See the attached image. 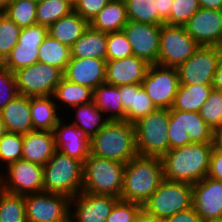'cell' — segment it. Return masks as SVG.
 Segmentation results:
<instances>
[{
    "mask_svg": "<svg viewBox=\"0 0 222 222\" xmlns=\"http://www.w3.org/2000/svg\"><path fill=\"white\" fill-rule=\"evenodd\" d=\"M212 85H179L172 109L199 112L207 101Z\"/></svg>",
    "mask_w": 222,
    "mask_h": 222,
    "instance_id": "obj_33",
    "label": "cell"
},
{
    "mask_svg": "<svg viewBox=\"0 0 222 222\" xmlns=\"http://www.w3.org/2000/svg\"><path fill=\"white\" fill-rule=\"evenodd\" d=\"M71 58H98L106 60L107 33L95 30L90 26L83 35L70 47Z\"/></svg>",
    "mask_w": 222,
    "mask_h": 222,
    "instance_id": "obj_28",
    "label": "cell"
},
{
    "mask_svg": "<svg viewBox=\"0 0 222 222\" xmlns=\"http://www.w3.org/2000/svg\"><path fill=\"white\" fill-rule=\"evenodd\" d=\"M53 96L55 101H57L56 103L59 102V104H57L59 111L61 110V106L62 108L66 107L67 110L78 105L92 102L93 90L62 77L60 83L56 86Z\"/></svg>",
    "mask_w": 222,
    "mask_h": 222,
    "instance_id": "obj_31",
    "label": "cell"
},
{
    "mask_svg": "<svg viewBox=\"0 0 222 222\" xmlns=\"http://www.w3.org/2000/svg\"><path fill=\"white\" fill-rule=\"evenodd\" d=\"M21 28L5 13L0 15V64L17 45Z\"/></svg>",
    "mask_w": 222,
    "mask_h": 222,
    "instance_id": "obj_41",
    "label": "cell"
},
{
    "mask_svg": "<svg viewBox=\"0 0 222 222\" xmlns=\"http://www.w3.org/2000/svg\"><path fill=\"white\" fill-rule=\"evenodd\" d=\"M163 179L160 157L137 155L125 164L120 199L143 205L157 190Z\"/></svg>",
    "mask_w": 222,
    "mask_h": 222,
    "instance_id": "obj_2",
    "label": "cell"
},
{
    "mask_svg": "<svg viewBox=\"0 0 222 222\" xmlns=\"http://www.w3.org/2000/svg\"><path fill=\"white\" fill-rule=\"evenodd\" d=\"M156 2L159 16L166 21L170 17L173 0H156Z\"/></svg>",
    "mask_w": 222,
    "mask_h": 222,
    "instance_id": "obj_49",
    "label": "cell"
},
{
    "mask_svg": "<svg viewBox=\"0 0 222 222\" xmlns=\"http://www.w3.org/2000/svg\"><path fill=\"white\" fill-rule=\"evenodd\" d=\"M89 27V22L72 11L48 28V35L60 43L71 47Z\"/></svg>",
    "mask_w": 222,
    "mask_h": 222,
    "instance_id": "obj_29",
    "label": "cell"
},
{
    "mask_svg": "<svg viewBox=\"0 0 222 222\" xmlns=\"http://www.w3.org/2000/svg\"><path fill=\"white\" fill-rule=\"evenodd\" d=\"M177 68L150 65L142 86L157 108L171 109L179 87Z\"/></svg>",
    "mask_w": 222,
    "mask_h": 222,
    "instance_id": "obj_14",
    "label": "cell"
},
{
    "mask_svg": "<svg viewBox=\"0 0 222 222\" xmlns=\"http://www.w3.org/2000/svg\"><path fill=\"white\" fill-rule=\"evenodd\" d=\"M73 110H75V118L71 123L89 139L96 135L110 121L105 117V113L97 108L93 101L73 107Z\"/></svg>",
    "mask_w": 222,
    "mask_h": 222,
    "instance_id": "obj_32",
    "label": "cell"
},
{
    "mask_svg": "<svg viewBox=\"0 0 222 222\" xmlns=\"http://www.w3.org/2000/svg\"><path fill=\"white\" fill-rule=\"evenodd\" d=\"M192 207L204 222L222 216V181L205 177L192 185Z\"/></svg>",
    "mask_w": 222,
    "mask_h": 222,
    "instance_id": "obj_19",
    "label": "cell"
},
{
    "mask_svg": "<svg viewBox=\"0 0 222 222\" xmlns=\"http://www.w3.org/2000/svg\"><path fill=\"white\" fill-rule=\"evenodd\" d=\"M128 23L127 11L123 0L110 2L89 22L95 30L111 33L122 31Z\"/></svg>",
    "mask_w": 222,
    "mask_h": 222,
    "instance_id": "obj_27",
    "label": "cell"
},
{
    "mask_svg": "<svg viewBox=\"0 0 222 222\" xmlns=\"http://www.w3.org/2000/svg\"><path fill=\"white\" fill-rule=\"evenodd\" d=\"M6 132L5 130V127H4V123L1 119V116H0V138L2 137V135Z\"/></svg>",
    "mask_w": 222,
    "mask_h": 222,
    "instance_id": "obj_55",
    "label": "cell"
},
{
    "mask_svg": "<svg viewBox=\"0 0 222 222\" xmlns=\"http://www.w3.org/2000/svg\"><path fill=\"white\" fill-rule=\"evenodd\" d=\"M109 2L110 0H76L73 11L90 22Z\"/></svg>",
    "mask_w": 222,
    "mask_h": 222,
    "instance_id": "obj_46",
    "label": "cell"
},
{
    "mask_svg": "<svg viewBox=\"0 0 222 222\" xmlns=\"http://www.w3.org/2000/svg\"><path fill=\"white\" fill-rule=\"evenodd\" d=\"M119 93L125 111V120L129 123H135L157 109L142 84L120 86Z\"/></svg>",
    "mask_w": 222,
    "mask_h": 222,
    "instance_id": "obj_24",
    "label": "cell"
},
{
    "mask_svg": "<svg viewBox=\"0 0 222 222\" xmlns=\"http://www.w3.org/2000/svg\"><path fill=\"white\" fill-rule=\"evenodd\" d=\"M185 28L200 46L222 48V10L200 8L189 19Z\"/></svg>",
    "mask_w": 222,
    "mask_h": 222,
    "instance_id": "obj_18",
    "label": "cell"
},
{
    "mask_svg": "<svg viewBox=\"0 0 222 222\" xmlns=\"http://www.w3.org/2000/svg\"><path fill=\"white\" fill-rule=\"evenodd\" d=\"M56 151L54 132L34 130L23 134V160L44 166Z\"/></svg>",
    "mask_w": 222,
    "mask_h": 222,
    "instance_id": "obj_23",
    "label": "cell"
},
{
    "mask_svg": "<svg viewBox=\"0 0 222 222\" xmlns=\"http://www.w3.org/2000/svg\"><path fill=\"white\" fill-rule=\"evenodd\" d=\"M0 173V188L15 195H28L43 192L44 172L43 166L25 161L17 160L9 164Z\"/></svg>",
    "mask_w": 222,
    "mask_h": 222,
    "instance_id": "obj_10",
    "label": "cell"
},
{
    "mask_svg": "<svg viewBox=\"0 0 222 222\" xmlns=\"http://www.w3.org/2000/svg\"><path fill=\"white\" fill-rule=\"evenodd\" d=\"M0 222H27L24 195L7 193L0 188Z\"/></svg>",
    "mask_w": 222,
    "mask_h": 222,
    "instance_id": "obj_37",
    "label": "cell"
},
{
    "mask_svg": "<svg viewBox=\"0 0 222 222\" xmlns=\"http://www.w3.org/2000/svg\"><path fill=\"white\" fill-rule=\"evenodd\" d=\"M73 11L69 0H40L37 2V24L49 28L53 23Z\"/></svg>",
    "mask_w": 222,
    "mask_h": 222,
    "instance_id": "obj_36",
    "label": "cell"
},
{
    "mask_svg": "<svg viewBox=\"0 0 222 222\" xmlns=\"http://www.w3.org/2000/svg\"><path fill=\"white\" fill-rule=\"evenodd\" d=\"M135 222H161L160 220L155 219L154 217H151L147 214H145L143 211L139 214V216L135 219Z\"/></svg>",
    "mask_w": 222,
    "mask_h": 222,
    "instance_id": "obj_52",
    "label": "cell"
},
{
    "mask_svg": "<svg viewBox=\"0 0 222 222\" xmlns=\"http://www.w3.org/2000/svg\"><path fill=\"white\" fill-rule=\"evenodd\" d=\"M215 145L222 151V130L215 132Z\"/></svg>",
    "mask_w": 222,
    "mask_h": 222,
    "instance_id": "obj_53",
    "label": "cell"
},
{
    "mask_svg": "<svg viewBox=\"0 0 222 222\" xmlns=\"http://www.w3.org/2000/svg\"><path fill=\"white\" fill-rule=\"evenodd\" d=\"M200 8L222 10V0H198Z\"/></svg>",
    "mask_w": 222,
    "mask_h": 222,
    "instance_id": "obj_51",
    "label": "cell"
},
{
    "mask_svg": "<svg viewBox=\"0 0 222 222\" xmlns=\"http://www.w3.org/2000/svg\"><path fill=\"white\" fill-rule=\"evenodd\" d=\"M132 55L131 45L123 30L107 33L106 61L123 59Z\"/></svg>",
    "mask_w": 222,
    "mask_h": 222,
    "instance_id": "obj_43",
    "label": "cell"
},
{
    "mask_svg": "<svg viewBox=\"0 0 222 222\" xmlns=\"http://www.w3.org/2000/svg\"><path fill=\"white\" fill-rule=\"evenodd\" d=\"M119 199L110 195H96L82 191L71 198L70 222H106Z\"/></svg>",
    "mask_w": 222,
    "mask_h": 222,
    "instance_id": "obj_17",
    "label": "cell"
},
{
    "mask_svg": "<svg viewBox=\"0 0 222 222\" xmlns=\"http://www.w3.org/2000/svg\"><path fill=\"white\" fill-rule=\"evenodd\" d=\"M192 184L163 179L157 190L143 203L145 214L164 220L192 207Z\"/></svg>",
    "mask_w": 222,
    "mask_h": 222,
    "instance_id": "obj_7",
    "label": "cell"
},
{
    "mask_svg": "<svg viewBox=\"0 0 222 222\" xmlns=\"http://www.w3.org/2000/svg\"><path fill=\"white\" fill-rule=\"evenodd\" d=\"M150 64L135 55L106 61V83L113 86L142 84Z\"/></svg>",
    "mask_w": 222,
    "mask_h": 222,
    "instance_id": "obj_21",
    "label": "cell"
},
{
    "mask_svg": "<svg viewBox=\"0 0 222 222\" xmlns=\"http://www.w3.org/2000/svg\"><path fill=\"white\" fill-rule=\"evenodd\" d=\"M36 9V1L12 0L3 13H5L20 28H25L37 24Z\"/></svg>",
    "mask_w": 222,
    "mask_h": 222,
    "instance_id": "obj_38",
    "label": "cell"
},
{
    "mask_svg": "<svg viewBox=\"0 0 222 222\" xmlns=\"http://www.w3.org/2000/svg\"><path fill=\"white\" fill-rule=\"evenodd\" d=\"M169 109L157 108L134 124L139 156L162 157L169 151Z\"/></svg>",
    "mask_w": 222,
    "mask_h": 222,
    "instance_id": "obj_6",
    "label": "cell"
},
{
    "mask_svg": "<svg viewBox=\"0 0 222 222\" xmlns=\"http://www.w3.org/2000/svg\"><path fill=\"white\" fill-rule=\"evenodd\" d=\"M43 192L61 194L68 198L82 192L83 163L56 151L43 166Z\"/></svg>",
    "mask_w": 222,
    "mask_h": 222,
    "instance_id": "obj_5",
    "label": "cell"
},
{
    "mask_svg": "<svg viewBox=\"0 0 222 222\" xmlns=\"http://www.w3.org/2000/svg\"><path fill=\"white\" fill-rule=\"evenodd\" d=\"M30 105L31 97L18 95L0 111L7 132L26 134L34 131Z\"/></svg>",
    "mask_w": 222,
    "mask_h": 222,
    "instance_id": "obj_25",
    "label": "cell"
},
{
    "mask_svg": "<svg viewBox=\"0 0 222 222\" xmlns=\"http://www.w3.org/2000/svg\"><path fill=\"white\" fill-rule=\"evenodd\" d=\"M57 108L53 95L31 97L30 112L33 129L53 132L59 121L65 117L59 115Z\"/></svg>",
    "mask_w": 222,
    "mask_h": 222,
    "instance_id": "obj_26",
    "label": "cell"
},
{
    "mask_svg": "<svg viewBox=\"0 0 222 222\" xmlns=\"http://www.w3.org/2000/svg\"><path fill=\"white\" fill-rule=\"evenodd\" d=\"M199 9L198 0H173L170 17L165 21V24L185 26Z\"/></svg>",
    "mask_w": 222,
    "mask_h": 222,
    "instance_id": "obj_42",
    "label": "cell"
},
{
    "mask_svg": "<svg viewBox=\"0 0 222 222\" xmlns=\"http://www.w3.org/2000/svg\"><path fill=\"white\" fill-rule=\"evenodd\" d=\"M63 77L73 83L94 90L106 83V60L98 58H71Z\"/></svg>",
    "mask_w": 222,
    "mask_h": 222,
    "instance_id": "obj_20",
    "label": "cell"
},
{
    "mask_svg": "<svg viewBox=\"0 0 222 222\" xmlns=\"http://www.w3.org/2000/svg\"><path fill=\"white\" fill-rule=\"evenodd\" d=\"M169 150L191 143H215V133L205 123L199 112L169 109Z\"/></svg>",
    "mask_w": 222,
    "mask_h": 222,
    "instance_id": "obj_8",
    "label": "cell"
},
{
    "mask_svg": "<svg viewBox=\"0 0 222 222\" xmlns=\"http://www.w3.org/2000/svg\"><path fill=\"white\" fill-rule=\"evenodd\" d=\"M93 102L109 120H125V111L118 86L107 83L99 85L93 90Z\"/></svg>",
    "mask_w": 222,
    "mask_h": 222,
    "instance_id": "obj_30",
    "label": "cell"
},
{
    "mask_svg": "<svg viewBox=\"0 0 222 222\" xmlns=\"http://www.w3.org/2000/svg\"><path fill=\"white\" fill-rule=\"evenodd\" d=\"M48 35V28L34 24L21 28L18 43L1 63L12 72L38 62L39 47Z\"/></svg>",
    "mask_w": 222,
    "mask_h": 222,
    "instance_id": "obj_15",
    "label": "cell"
},
{
    "mask_svg": "<svg viewBox=\"0 0 222 222\" xmlns=\"http://www.w3.org/2000/svg\"><path fill=\"white\" fill-rule=\"evenodd\" d=\"M65 123L63 117L53 131L57 151L84 163L90 154V139L74 124Z\"/></svg>",
    "mask_w": 222,
    "mask_h": 222,
    "instance_id": "obj_22",
    "label": "cell"
},
{
    "mask_svg": "<svg viewBox=\"0 0 222 222\" xmlns=\"http://www.w3.org/2000/svg\"><path fill=\"white\" fill-rule=\"evenodd\" d=\"M206 222H222V216H220L218 218H214V219L208 220Z\"/></svg>",
    "mask_w": 222,
    "mask_h": 222,
    "instance_id": "obj_56",
    "label": "cell"
},
{
    "mask_svg": "<svg viewBox=\"0 0 222 222\" xmlns=\"http://www.w3.org/2000/svg\"><path fill=\"white\" fill-rule=\"evenodd\" d=\"M142 211V204L119 199L112 208L106 222H135Z\"/></svg>",
    "mask_w": 222,
    "mask_h": 222,
    "instance_id": "obj_44",
    "label": "cell"
},
{
    "mask_svg": "<svg viewBox=\"0 0 222 222\" xmlns=\"http://www.w3.org/2000/svg\"><path fill=\"white\" fill-rule=\"evenodd\" d=\"M23 134L5 132L0 138V164L4 166L22 159ZM6 164V165H5Z\"/></svg>",
    "mask_w": 222,
    "mask_h": 222,
    "instance_id": "obj_40",
    "label": "cell"
},
{
    "mask_svg": "<svg viewBox=\"0 0 222 222\" xmlns=\"http://www.w3.org/2000/svg\"><path fill=\"white\" fill-rule=\"evenodd\" d=\"M200 45L187 33L185 26L161 25L157 65L178 68Z\"/></svg>",
    "mask_w": 222,
    "mask_h": 222,
    "instance_id": "obj_9",
    "label": "cell"
},
{
    "mask_svg": "<svg viewBox=\"0 0 222 222\" xmlns=\"http://www.w3.org/2000/svg\"><path fill=\"white\" fill-rule=\"evenodd\" d=\"M221 51L218 46H200L177 68L180 85H212Z\"/></svg>",
    "mask_w": 222,
    "mask_h": 222,
    "instance_id": "obj_12",
    "label": "cell"
},
{
    "mask_svg": "<svg viewBox=\"0 0 222 222\" xmlns=\"http://www.w3.org/2000/svg\"><path fill=\"white\" fill-rule=\"evenodd\" d=\"M161 222H204L202 218L196 213V210L191 207L187 210L178 212Z\"/></svg>",
    "mask_w": 222,
    "mask_h": 222,
    "instance_id": "obj_48",
    "label": "cell"
},
{
    "mask_svg": "<svg viewBox=\"0 0 222 222\" xmlns=\"http://www.w3.org/2000/svg\"><path fill=\"white\" fill-rule=\"evenodd\" d=\"M24 196L27 222H70L71 199L67 196L50 192Z\"/></svg>",
    "mask_w": 222,
    "mask_h": 222,
    "instance_id": "obj_13",
    "label": "cell"
},
{
    "mask_svg": "<svg viewBox=\"0 0 222 222\" xmlns=\"http://www.w3.org/2000/svg\"><path fill=\"white\" fill-rule=\"evenodd\" d=\"M12 0H0V10L4 11Z\"/></svg>",
    "mask_w": 222,
    "mask_h": 222,
    "instance_id": "obj_54",
    "label": "cell"
},
{
    "mask_svg": "<svg viewBox=\"0 0 222 222\" xmlns=\"http://www.w3.org/2000/svg\"><path fill=\"white\" fill-rule=\"evenodd\" d=\"M124 170L125 163L89 154L83 163L82 191L120 198L123 189Z\"/></svg>",
    "mask_w": 222,
    "mask_h": 222,
    "instance_id": "obj_4",
    "label": "cell"
},
{
    "mask_svg": "<svg viewBox=\"0 0 222 222\" xmlns=\"http://www.w3.org/2000/svg\"><path fill=\"white\" fill-rule=\"evenodd\" d=\"M212 87L214 90L222 91V51L217 65L216 72L214 74Z\"/></svg>",
    "mask_w": 222,
    "mask_h": 222,
    "instance_id": "obj_50",
    "label": "cell"
},
{
    "mask_svg": "<svg viewBox=\"0 0 222 222\" xmlns=\"http://www.w3.org/2000/svg\"><path fill=\"white\" fill-rule=\"evenodd\" d=\"M18 95L15 72L0 64V111Z\"/></svg>",
    "mask_w": 222,
    "mask_h": 222,
    "instance_id": "obj_45",
    "label": "cell"
},
{
    "mask_svg": "<svg viewBox=\"0 0 222 222\" xmlns=\"http://www.w3.org/2000/svg\"><path fill=\"white\" fill-rule=\"evenodd\" d=\"M199 114L214 133L222 130V91L212 89Z\"/></svg>",
    "mask_w": 222,
    "mask_h": 222,
    "instance_id": "obj_39",
    "label": "cell"
},
{
    "mask_svg": "<svg viewBox=\"0 0 222 222\" xmlns=\"http://www.w3.org/2000/svg\"><path fill=\"white\" fill-rule=\"evenodd\" d=\"M123 32L131 45L133 55L150 65L157 64L161 26L128 21Z\"/></svg>",
    "mask_w": 222,
    "mask_h": 222,
    "instance_id": "obj_16",
    "label": "cell"
},
{
    "mask_svg": "<svg viewBox=\"0 0 222 222\" xmlns=\"http://www.w3.org/2000/svg\"><path fill=\"white\" fill-rule=\"evenodd\" d=\"M207 177L222 181V151L214 145Z\"/></svg>",
    "mask_w": 222,
    "mask_h": 222,
    "instance_id": "obj_47",
    "label": "cell"
},
{
    "mask_svg": "<svg viewBox=\"0 0 222 222\" xmlns=\"http://www.w3.org/2000/svg\"><path fill=\"white\" fill-rule=\"evenodd\" d=\"M215 143H191L169 150L161 157L163 178L169 181L195 184L208 175Z\"/></svg>",
    "mask_w": 222,
    "mask_h": 222,
    "instance_id": "obj_1",
    "label": "cell"
},
{
    "mask_svg": "<svg viewBox=\"0 0 222 222\" xmlns=\"http://www.w3.org/2000/svg\"><path fill=\"white\" fill-rule=\"evenodd\" d=\"M128 21L161 26L165 21L157 12L156 0H123Z\"/></svg>",
    "mask_w": 222,
    "mask_h": 222,
    "instance_id": "obj_35",
    "label": "cell"
},
{
    "mask_svg": "<svg viewBox=\"0 0 222 222\" xmlns=\"http://www.w3.org/2000/svg\"><path fill=\"white\" fill-rule=\"evenodd\" d=\"M62 77L57 67L40 62L15 71L19 95L29 97L53 95Z\"/></svg>",
    "mask_w": 222,
    "mask_h": 222,
    "instance_id": "obj_11",
    "label": "cell"
},
{
    "mask_svg": "<svg viewBox=\"0 0 222 222\" xmlns=\"http://www.w3.org/2000/svg\"><path fill=\"white\" fill-rule=\"evenodd\" d=\"M90 154L127 163L137 154L135 128L126 120H110L90 139Z\"/></svg>",
    "mask_w": 222,
    "mask_h": 222,
    "instance_id": "obj_3",
    "label": "cell"
},
{
    "mask_svg": "<svg viewBox=\"0 0 222 222\" xmlns=\"http://www.w3.org/2000/svg\"><path fill=\"white\" fill-rule=\"evenodd\" d=\"M70 59V47L47 35L39 47L38 62L57 67L64 72Z\"/></svg>",
    "mask_w": 222,
    "mask_h": 222,
    "instance_id": "obj_34",
    "label": "cell"
}]
</instances>
